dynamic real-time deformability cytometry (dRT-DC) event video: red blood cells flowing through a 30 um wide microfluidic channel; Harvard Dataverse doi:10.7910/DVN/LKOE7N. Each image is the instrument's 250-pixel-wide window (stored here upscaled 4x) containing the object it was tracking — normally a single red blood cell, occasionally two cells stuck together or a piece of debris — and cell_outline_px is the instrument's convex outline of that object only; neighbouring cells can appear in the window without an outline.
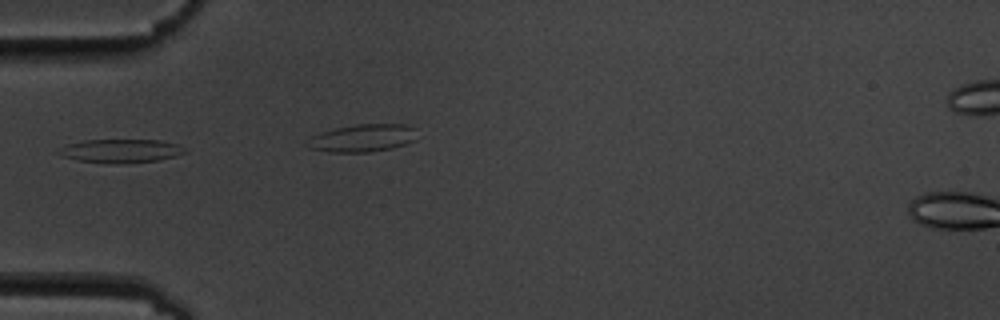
{"species": "common noctule bat (a hibernating species)", "species_latin": "Nyctalus noctula", "temperature_condition": "cold", "stored_images_in_passage": 15, "camera_frame_rate_fps": 3000, "um_per_image_px": 0.085, "animal": {"sex": "male", "body_mass_g": 19.5, "forearm_length_mm": 54.6}, "frame": {"image": 1, "passage_image": 5, "time_ms": 4.667, "image_size_px": [1000, 320], "cell_outline_px": [[188, 152], [176, 156], [160, 160], [76, 160], [60, 156], [56, 152], [60, 148], [68, 144], [84, 140], [160, 140], [176, 144]], "centroid_in_image_um": [10.25, 12.77], "position_along_channel_um": 74.7, "area_um2": 16.13}}
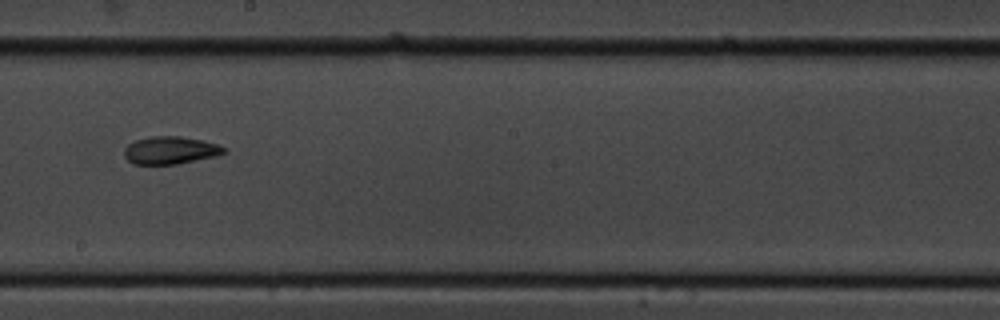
{"frame": {"image": 2, "passage_image": 9, "time_ms": 10.0, "image_size_px": [1000, 320], "cell_outline_px": [[228, 152], [216, 156], [176, 164], [132, 164], [124, 156], [124, 148], [128, 144], [136, 140], [152, 136], [180, 136], [204, 140], [216, 144], [224, 148]], "centroid_in_image_um": [14.47, 12.77], "position_along_channel_um": 233.7, "area_um2": 16.07}}
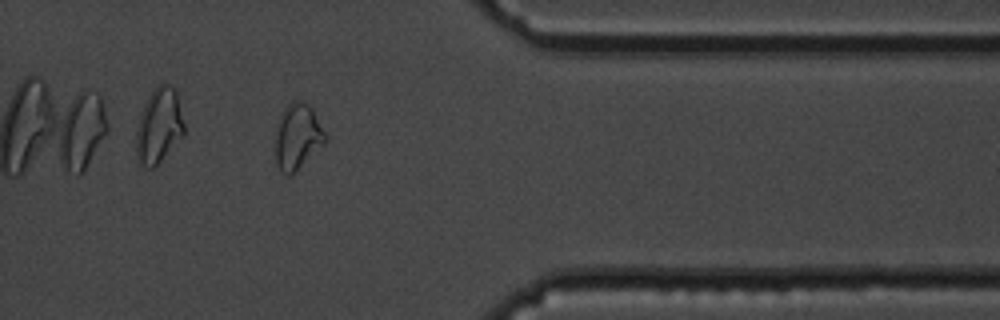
{"frame": {"image": 3, "passage_image": 13, "time_ms": 14.667, "image_size_px": [1000, 320], "cell_outline_px": [[328, 140], [324, 144], [288, 176], [284, 176], [280, 172], [276, 160], [276, 132], [280, 116], [284, 108], [292, 100], [300, 100], [308, 104], [312, 108], [328, 136]], "centroid_in_image_um": [25.3, 11.58], "position_along_channel_um": 386.1, "area_um2": 18.96}, "authors_computed_cell_mechanics": {"area_um2": 16.4152, "velocity_mm_per_s": 3.5214, "shape_relaxation_time_tau1_ms": 4.1064, "shape_relaxation_time_tau2_ms": 11.1699, "deformation_change_tau1": 0.1808, "deformation_change_tau2": 0.186}}